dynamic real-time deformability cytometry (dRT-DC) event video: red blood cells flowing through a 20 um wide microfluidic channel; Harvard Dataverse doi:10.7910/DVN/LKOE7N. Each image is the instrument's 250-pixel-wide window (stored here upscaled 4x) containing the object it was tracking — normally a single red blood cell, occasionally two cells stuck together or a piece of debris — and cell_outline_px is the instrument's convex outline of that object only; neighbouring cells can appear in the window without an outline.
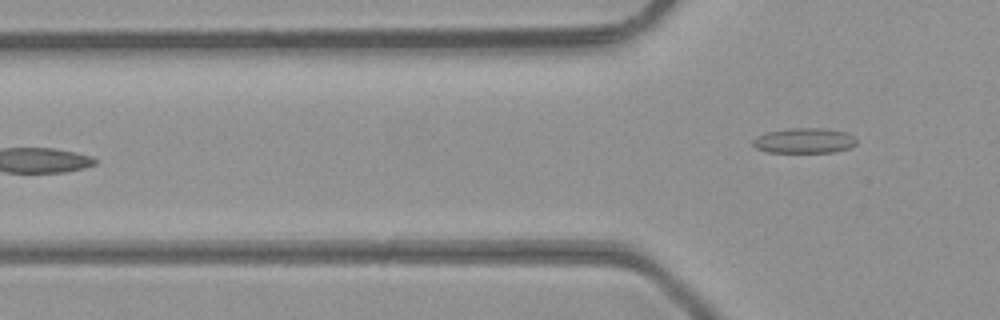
{"species": "common noctule bat (a hibernating species)", "species_latin": "Nyctalus noctula", "temperature_condition": "room temperature", "stored_images_in_passage": 5, "camera_frame_rate_fps": 3000, "um_per_image_px": 0.085, "animal": {"sex": "male", "body_mass_g": 23.1, "forearm_length_mm": 52.7}, "frame": {"image": 1, "passage_image": 5, "time_ms": 1.333, "image_size_px": [1000, 320], "cell_outline_px": [[856, 144], [848, 148], [832, 152], [768, 152], [756, 148], [752, 144], [752, 140], [756, 136], [768, 132], [788, 128], [820, 128], [848, 132], [856, 136]], "centroid_in_image_um": [68.37, 11.95], "position_along_channel_um": 57.4, "area_um2": 15.26}}